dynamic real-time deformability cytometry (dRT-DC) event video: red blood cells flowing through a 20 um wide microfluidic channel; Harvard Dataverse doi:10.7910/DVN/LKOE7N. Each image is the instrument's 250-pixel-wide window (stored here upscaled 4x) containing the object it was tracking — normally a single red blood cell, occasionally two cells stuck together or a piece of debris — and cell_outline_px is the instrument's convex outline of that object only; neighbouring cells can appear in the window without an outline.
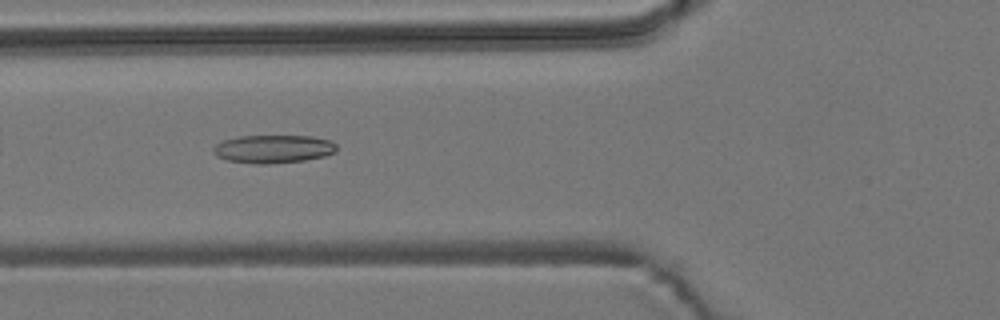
{"species": "common noctule bat (a hibernating species)", "species_latin": "Nyctalus noctula", "temperature_condition": "room temperature", "stored_images_in_passage": 43, "camera_frame_rate_fps": 3000, "um_per_image_px": 0.085, "animal": {"sex": "male", "body_mass_g": 19.2, "forearm_length_mm": 51.8}, "frame": {"image": 1, "passage_image": 9, "time_ms": 2.667, "image_size_px": [1000, 320], "cell_outline_px": [[336, 152], [324, 156], [304, 160], [268, 164], [256, 164], [228, 160], [216, 156], [212, 152], [212, 148], [216, 144], [224, 140], [240, 136], [312, 136], [332, 140], [336, 144]], "centroid_in_image_um": [23.24, 12.66], "position_along_channel_um": 102.6, "area_um2": 20.29}}
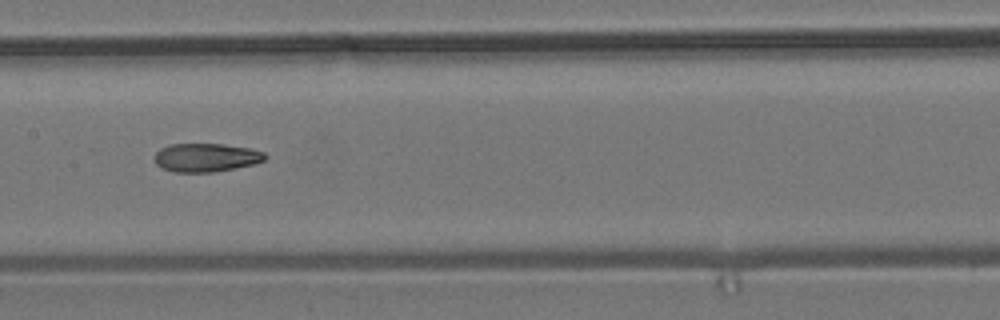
{"frame": {"image": 2, "passage_image": 16, "time_ms": 5.0, "image_size_px": [1000, 320], "cell_outline_px": [[268, 156], [264, 160], [256, 164], [236, 168], [212, 172], [176, 172], [160, 168], [156, 164], [152, 156], [160, 148], [168, 144], [224, 144], [248, 148], [264, 152]], "centroid_in_image_um": [17.49, 13.39], "position_along_channel_um": 189.9, "area_um2": 18.61}}
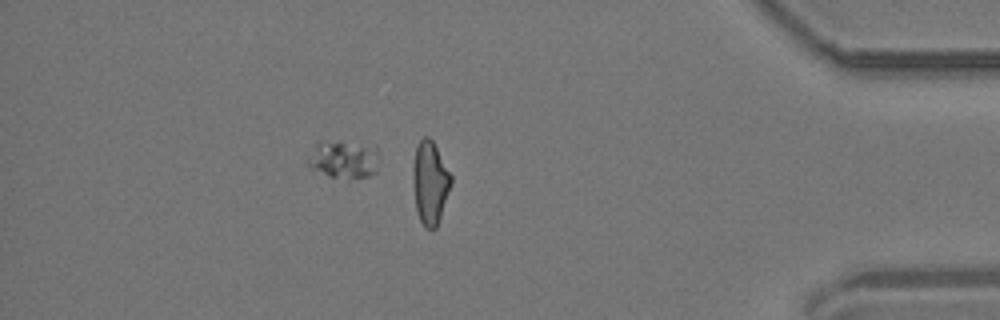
{"frame": {"image": 3, "passage_image": 36, "time_ms": 11.667, "image_size_px": [1000, 320], "cell_outline_px": [[380, 152], [376, 172], [368, 176], [328, 176], [308, 168], [304, 164], [304, 160], [316, 140], [320, 140], [376, 144]], "centroid_in_image_um": [29.16, 13.47], "position_along_channel_um": 406.0, "area_um2": 16.47}, "authors_computed_cell_mechanics": {"area_um2": 18.785, "velocity_mm_per_s": 3.7182, "shape_relaxation_time_tau1_ms": null, "shape_relaxation_time_tau2_ms": 4.6955, "deformation_change_tau1": null, "deformation_change_tau2": 0.125}}